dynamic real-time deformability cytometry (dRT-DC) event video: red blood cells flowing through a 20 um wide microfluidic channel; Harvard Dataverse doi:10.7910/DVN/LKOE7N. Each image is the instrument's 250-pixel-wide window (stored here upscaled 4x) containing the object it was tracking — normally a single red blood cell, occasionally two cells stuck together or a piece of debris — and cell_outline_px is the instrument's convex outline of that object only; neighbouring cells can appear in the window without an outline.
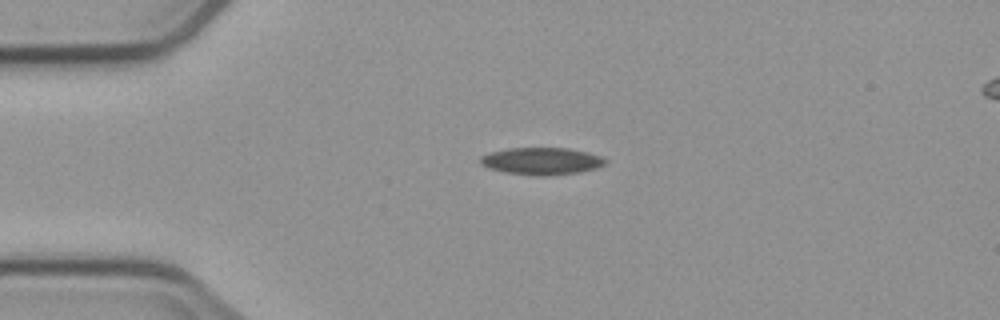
{"species": "common noctule bat (a hibernating species)", "species_latin": "Nyctalus noctula", "temperature_condition": "cold", "stored_images_in_passage": 3, "segment_of_instrument_passage": [1, 2], "camera_frame_rate_fps": 3000, "um_per_image_px": 0.085, "animal": {"sex": "male", "body_mass_g": 23.1, "forearm_length_mm": 52.7}, "frame": {"image": 1, "passage_image": 1, "time_ms": 0.0, "image_size_px": [1000, 320], "cell_outline_px": [[608, 160], [604, 164], [596, 168], [580, 172], [548, 176], [536, 176], [504, 172], [488, 168], [480, 164], [480, 156], [488, 152], [508, 148], [568, 148], [588, 152], [600, 156]], "centroid_in_image_um": [46.01, 13.69], "position_along_channel_um": 39.0, "area_um2": 20.0}}